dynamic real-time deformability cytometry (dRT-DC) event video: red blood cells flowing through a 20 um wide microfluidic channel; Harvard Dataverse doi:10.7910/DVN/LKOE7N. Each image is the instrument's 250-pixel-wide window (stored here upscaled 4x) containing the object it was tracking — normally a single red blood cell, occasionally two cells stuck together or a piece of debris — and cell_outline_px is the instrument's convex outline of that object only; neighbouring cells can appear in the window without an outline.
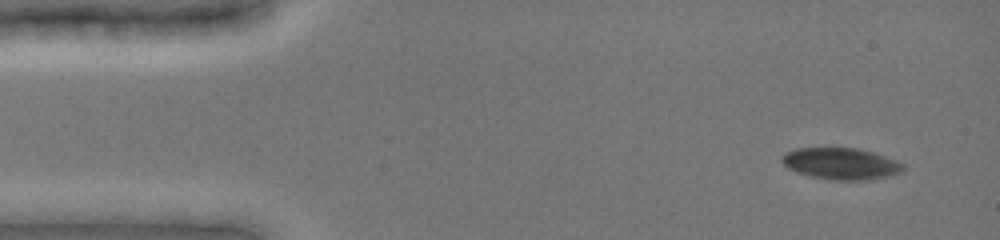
{"species": "common noctule bat (a hibernating species)", "species_latin": "Nyctalus noctula", "temperature_condition": "cold", "stored_images_in_passage": 21, "camera_frame_rate_fps": 3000, "um_per_image_px": 0.085, "animal": {"sex": "female", "body_mass_g": 19.0, "forearm_length_mm": 51.5}, "frame": {"image": 1, "passage_image": 1, "time_ms": 0.0, "image_size_px": [1000, 240], "cell_outline_px": [[904, 172], [888, 176], [868, 180], [836, 180], [812, 176], [796, 172], [788, 168], [780, 160], [780, 156], [784, 152], [796, 148], [856, 148], [872, 152], [896, 160], [904, 164]], "centroid_in_image_um": [71.47, 13.91], "position_along_channel_um": 13.5, "area_um2": 22.37}}
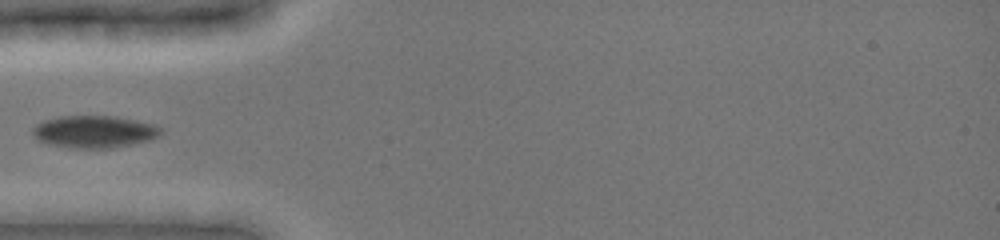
{"frame": {"image": 2, "passage_image": 8, "time_ms": 4.0, "image_size_px": [1000, 240], "cell_outline_px": [[160, 136], [152, 140], [112, 148], [72, 148], [48, 144], [36, 140], [32, 132], [32, 128], [36, 124], [44, 120], [56, 116], [116, 116], [156, 124], [160, 128]], "centroid_in_image_um": [8.0, 11.19], "position_along_channel_um": 77.0, "area_um2": 24.39}}
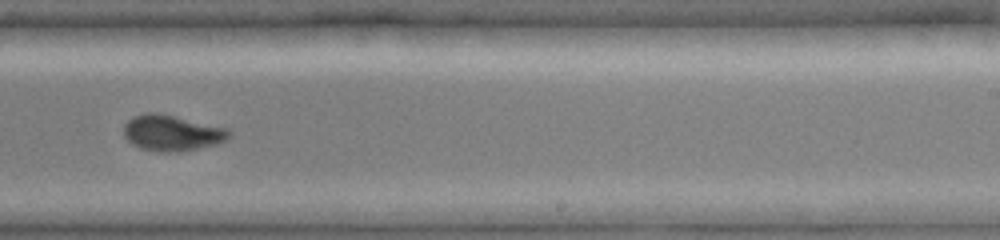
{"frame": {"image": 3, "passage_image": 19, "time_ms": 9.0, "image_size_px": [1000, 240], "cell_outline_px": [[232, 132], [224, 140], [216, 144], [180, 152], [160, 152], [140, 148], [132, 144], [124, 136], [124, 124], [132, 116], [148, 112], [160, 112], [228, 128]], "centroid_in_image_um": [14.59, 11.28], "position_along_channel_um": 274.4, "area_um2": 22.2}}